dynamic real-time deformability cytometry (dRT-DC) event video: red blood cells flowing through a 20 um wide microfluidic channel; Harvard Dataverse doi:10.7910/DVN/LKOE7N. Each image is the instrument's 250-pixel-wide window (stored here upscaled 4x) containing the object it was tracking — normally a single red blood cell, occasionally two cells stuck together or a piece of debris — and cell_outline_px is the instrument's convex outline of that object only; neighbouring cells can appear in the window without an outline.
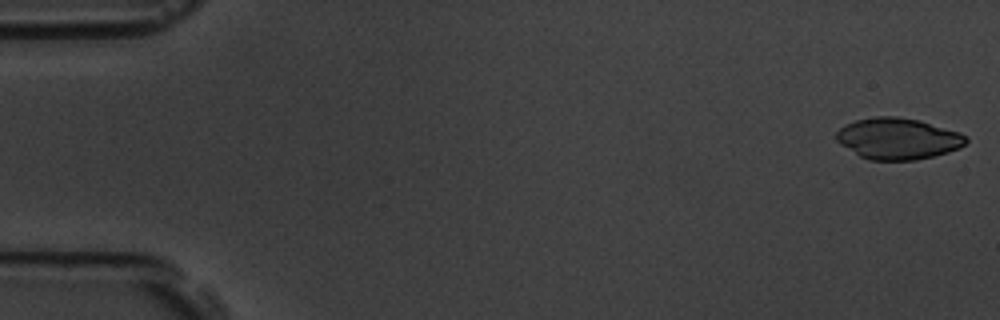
{"species": "common noctule bat (a hibernating species)", "species_latin": "Nyctalus noctula", "temperature_condition": "room temperature", "stored_images_in_passage": 55, "camera_frame_rate_fps": 3000, "um_per_image_px": 0.085, "animal": {"sex": "male", "body_mass_g": 19.5, "forearm_length_mm": 54.6}, "frame": {"image": 1, "passage_image": 1, "time_ms": 0.0, "image_size_px": [1000, 320], "cell_outline_px": [[968, 140], [960, 148], [948, 152], [916, 160], [868, 160], [860, 156], [840, 144], [836, 140], [836, 132], [844, 124], [856, 120], [876, 116], [896, 116], [920, 120], [960, 132], [968, 136]], "centroid_in_image_um": [76.33, 11.77], "position_along_channel_um": 8.7, "area_um2": 31.39}}